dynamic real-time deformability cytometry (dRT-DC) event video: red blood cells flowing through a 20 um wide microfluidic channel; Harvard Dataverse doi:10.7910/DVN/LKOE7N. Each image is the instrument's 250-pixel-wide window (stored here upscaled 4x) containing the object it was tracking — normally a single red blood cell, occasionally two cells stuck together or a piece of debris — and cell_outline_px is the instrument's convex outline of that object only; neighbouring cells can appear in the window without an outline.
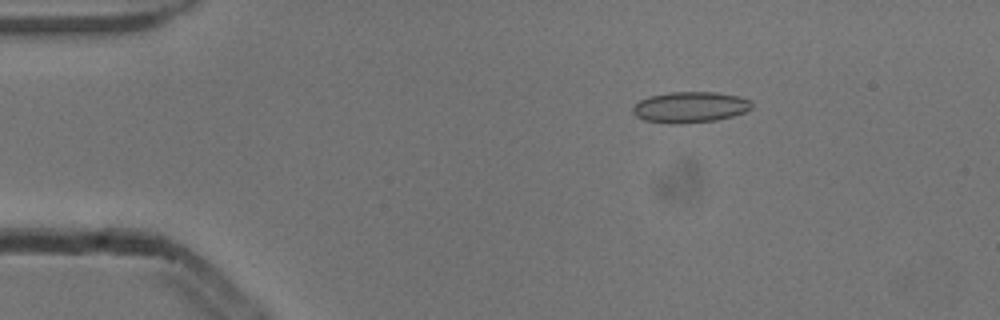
{"species": "common noctule bat (a hibernating species)", "species_latin": "Nyctalus noctula", "temperature_condition": "cold", "stored_images_in_passage": 53, "camera_frame_rate_fps": 3000, "um_per_image_px": 0.085, "animal": {"sex": "male", "body_mass_g": 13.3}, "frame": {"image": 1, "passage_image": 9, "time_ms": 2.667, "image_size_px": [1000, 320], "cell_outline_px": [[752, 108], [744, 112], [732, 116], [716, 120], [680, 124], [668, 124], [644, 120], [636, 116], [632, 112], [632, 108], [640, 100], [648, 96], [668, 92], [716, 92], [740, 96], [752, 100]], "centroid_in_image_um": [58.66, 9.11], "position_along_channel_um": 26.3, "area_um2": 21.68}}
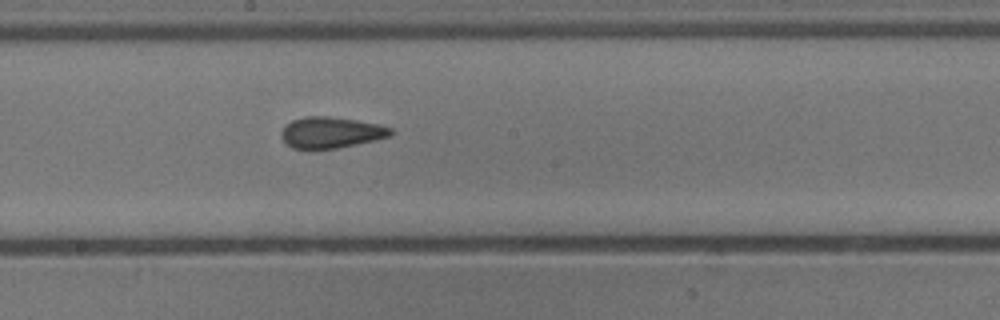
{"frame": {"image": 2, "passage_image": 29, "time_ms": 9.333, "image_size_px": [1000, 320], "cell_outline_px": [[392, 136], [336, 148], [292, 148], [280, 136], [280, 132], [284, 124], [292, 120], [304, 116], [328, 116], [356, 120], [380, 124], [392, 128]], "centroid_in_image_um": [28.11, 11.24], "position_along_channel_um": 220.1, "area_um2": 19.77}}
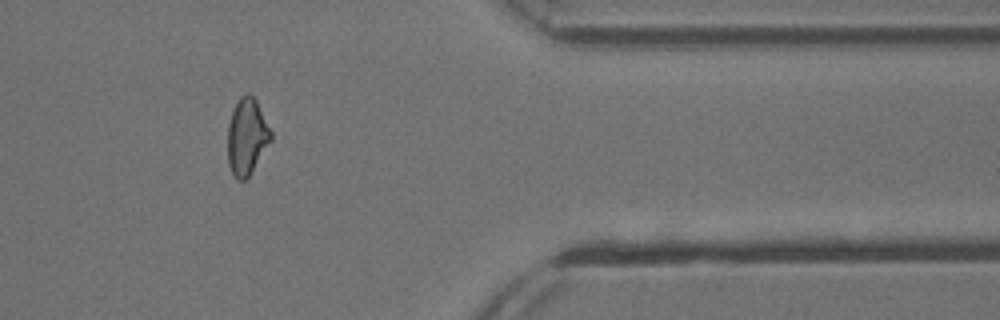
{"frame": {"image": 3, "passage_image": 44, "time_ms": 14.333, "image_size_px": [1000, 320], "cell_outline_px": [[272, 140], [248, 176], [244, 180], [236, 180], [228, 164], [228, 124], [232, 112], [240, 96], [248, 92], [256, 100], [272, 132]], "centroid_in_image_um": [20.98, 11.61], "position_along_channel_um": 390.4, "area_um2": 19.07}, "authors_computed_cell_mechanics": {"area_um2": 19.8832, "velocity_mm_per_s": 3.8734, "shape_relaxation_time_tau1_ms": null, "shape_relaxation_time_tau2_ms": 1.8212, "deformation_change_tau1": null, "deformation_change_tau2": 0.0738}}